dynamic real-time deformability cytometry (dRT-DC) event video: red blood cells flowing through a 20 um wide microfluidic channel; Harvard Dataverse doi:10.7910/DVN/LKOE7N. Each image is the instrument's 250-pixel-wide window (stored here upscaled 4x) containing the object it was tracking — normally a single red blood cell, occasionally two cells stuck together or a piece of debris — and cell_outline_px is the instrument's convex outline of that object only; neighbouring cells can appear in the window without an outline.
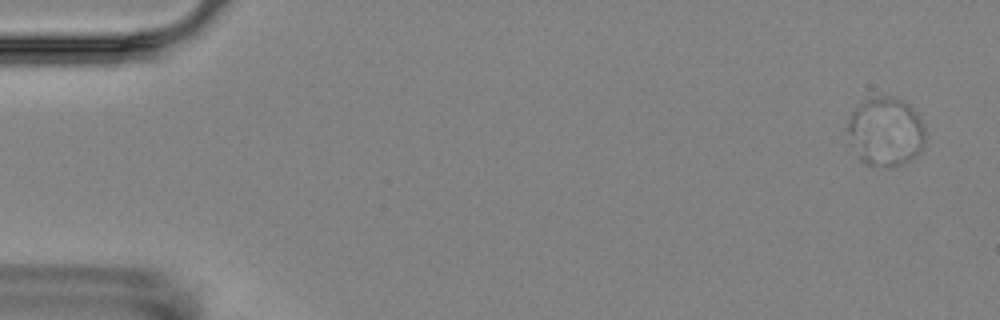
{"species": "Egyptian fruit bat (a non-hibernating species)", "species_latin": "Rousettus aegyptiacus", "temperature_condition": "room temperature", "stored_images_in_passage": 4, "camera_frame_rate_fps": 3000, "um_per_image_px": 0.085, "animal": {"sex": "female"}, "frame": {"image": 1, "passage_image": 4, "time_ms": 4.333, "image_size_px": [1000, 320], "cell_outline_px": [[924, 140], [920, 152], [916, 156], [904, 164], [864, 164], [860, 160], [848, 144], [848, 124], [852, 112], [864, 100], [876, 96], [892, 96], [908, 104], [916, 112], [924, 124]], "centroid_in_image_um": [75.26, 11.17], "position_along_channel_um": 9.7, "area_um2": 30.98}}